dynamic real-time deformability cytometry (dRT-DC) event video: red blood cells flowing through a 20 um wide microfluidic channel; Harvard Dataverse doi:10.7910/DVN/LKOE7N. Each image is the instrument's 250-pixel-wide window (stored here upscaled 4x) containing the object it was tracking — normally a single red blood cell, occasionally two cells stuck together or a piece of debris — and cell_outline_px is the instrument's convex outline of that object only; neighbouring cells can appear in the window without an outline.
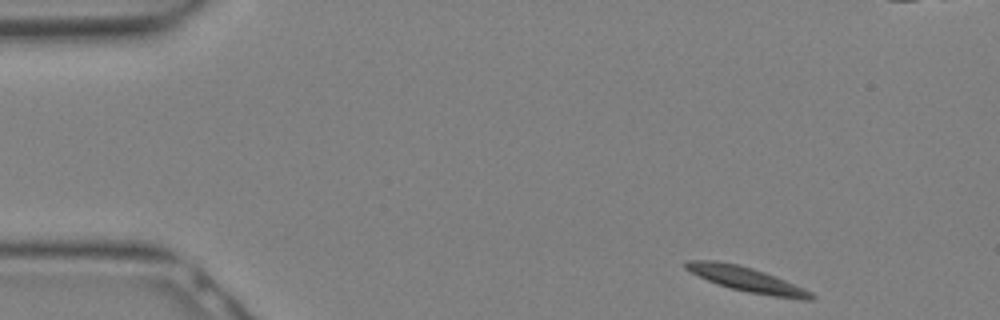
{"species": "Egyptian fruit bat (a non-hibernating species)", "species_latin": "Rousettus aegyptiacus", "temperature_condition": "warm", "stored_images_in_passage": 12, "camera_frame_rate_fps": 3000, "um_per_image_px": 0.085, "animal": {"sex": "female"}, "frame": {"image": 1, "passage_image": 1, "time_ms": 0.0, "image_size_px": [1000, 320], "cell_outline_px": [[816, 296], [812, 300], [800, 300], [772, 296], [748, 292], [732, 288], [708, 280], [684, 268], [684, 260], [716, 260], [736, 264], [752, 268], [764, 272], [804, 288], [812, 292]], "centroid_in_image_um": [63.5, 23.75], "position_along_channel_um": 21.5, "area_um2": 17.86}}
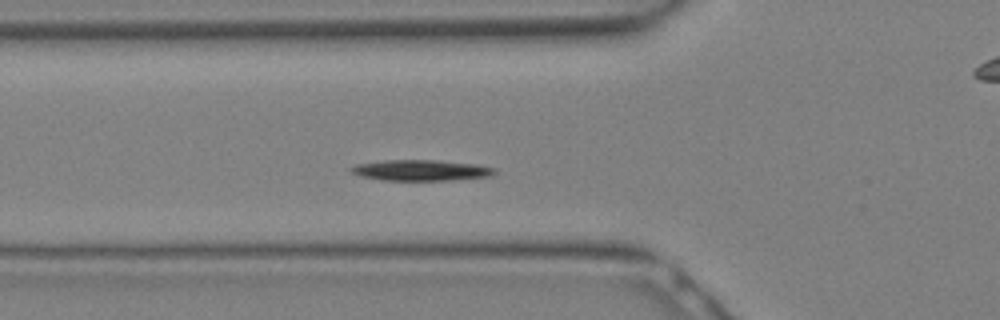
{"frame": {"image": 2, "passage_image": 8, "time_ms": 2.333, "image_size_px": [1000, 320], "cell_outline_px": [[496, 172], [492, 176], [448, 180], [380, 180], [360, 176], [352, 172], [348, 168], [356, 164], [384, 160], [436, 160], [480, 164], [496, 168]], "centroid_in_image_um": [35.8, 14.47], "position_along_channel_um": 90.0, "area_um2": 17.57}}
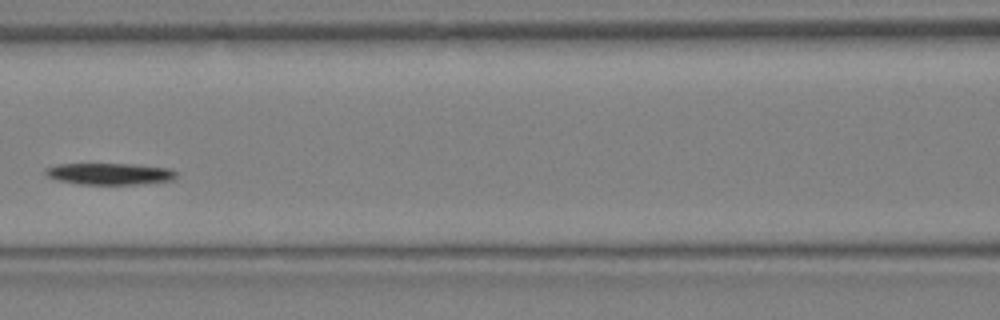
{"frame": {"image": 3, "passage_image": 11, "time_ms": 3.333, "image_size_px": [1000, 320], "cell_outline_px": [[176, 176], [172, 180], [140, 184], [76, 184], [56, 180], [48, 176], [44, 172], [44, 168], [56, 164], [136, 164], [172, 168], [176, 172]], "centroid_in_image_um": [9.31, 14.77], "position_along_channel_um": 157.3, "area_um2": 16.65}}